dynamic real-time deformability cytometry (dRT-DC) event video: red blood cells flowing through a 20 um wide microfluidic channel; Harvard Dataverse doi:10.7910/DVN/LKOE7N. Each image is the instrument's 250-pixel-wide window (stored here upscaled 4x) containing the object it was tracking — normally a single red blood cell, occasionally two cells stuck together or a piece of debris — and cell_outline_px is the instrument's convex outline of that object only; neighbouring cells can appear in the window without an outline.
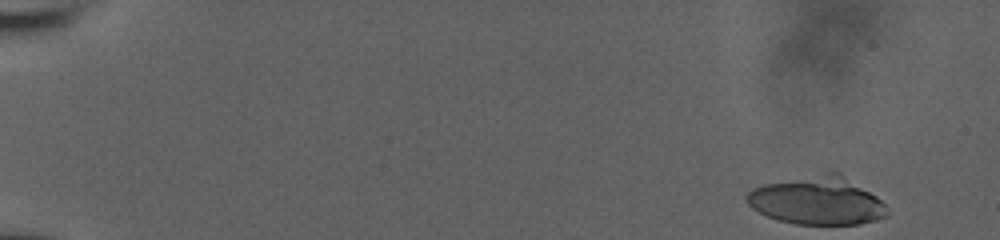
{"species": "human", "species_latin": "Homo sapiens", "temperature_condition": "room temperature", "stored_images_in_passage": 53, "camera_frame_rate_fps": 3000, "um_per_image_px": 0.085, "donor": {"sex": "male"}, "frame": {"image": 1, "passage_image": 1, "time_ms": 0.0, "image_size_px": [1000, 240], "cell_outline_px": [[888, 216], [876, 220], [860, 224], [796, 224], [780, 220], [768, 216], [752, 208], [748, 204], [744, 196], [752, 188], [764, 184], [828, 172], [840, 172], [876, 196], [884, 204], [888, 212]], "centroid_in_image_um": [69.47, 17.06], "position_along_channel_um": 15.5, "area_um2": 39.07}}
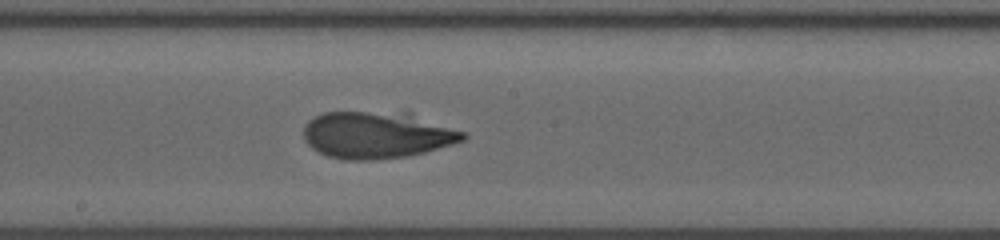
{"frame": {"image": 2, "passage_image": 30, "time_ms": 9.667, "image_size_px": [1000, 240], "cell_outline_px": [[468, 136], [464, 140], [452, 144], [424, 152], [408, 156], [372, 160], [344, 160], [328, 156], [312, 148], [304, 140], [304, 128], [308, 120], [324, 112], [412, 112], [464, 132]], "centroid_in_image_um": [32.05, 11.46], "position_along_channel_um": 216.1, "area_um2": 43.75}}
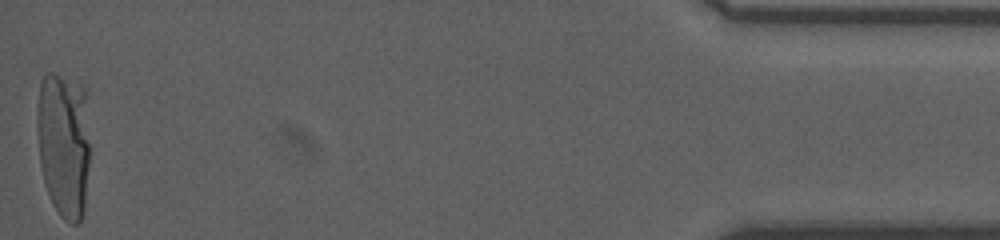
{"frame": {"image": 3, "passage_image": 53, "time_ms": 17.333, "image_size_px": [1000, 240], "cell_outline_px": [[88, 164], [84, 212], [80, 224], [72, 224], [64, 220], [60, 216], [52, 204], [44, 184], [40, 164], [36, 124], [36, 116], [40, 84], [44, 72], [52, 72], [84, 84], [88, 144]], "centroid_in_image_um": [5.39, 12.24], "position_along_channel_um": 429.8, "area_um2": 45.72}, "authors_computed_cell_mechanics": {"area_um2": 43.9858, "velocity_mm_per_s": 3.873, "shape_relaxation_time_tau1_ms": 10.7846, "shape_relaxation_time_tau2_ms": null, "deformation_change_tau1": 0.2394, "deformation_change_tau2": null}}